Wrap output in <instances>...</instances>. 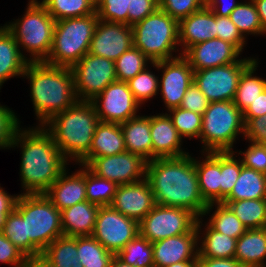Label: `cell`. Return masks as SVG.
Listing matches in <instances>:
<instances>
[{
  "label": "cell",
  "instance_id": "28",
  "mask_svg": "<svg viewBox=\"0 0 266 267\" xmlns=\"http://www.w3.org/2000/svg\"><path fill=\"white\" fill-rule=\"evenodd\" d=\"M234 258L243 267H266V228L247 229L237 239Z\"/></svg>",
  "mask_w": 266,
  "mask_h": 267
},
{
  "label": "cell",
  "instance_id": "32",
  "mask_svg": "<svg viewBox=\"0 0 266 267\" xmlns=\"http://www.w3.org/2000/svg\"><path fill=\"white\" fill-rule=\"evenodd\" d=\"M41 257L53 267H84L77 256V237H58L45 248Z\"/></svg>",
  "mask_w": 266,
  "mask_h": 267
},
{
  "label": "cell",
  "instance_id": "16",
  "mask_svg": "<svg viewBox=\"0 0 266 267\" xmlns=\"http://www.w3.org/2000/svg\"><path fill=\"white\" fill-rule=\"evenodd\" d=\"M151 65L162 70L159 80L161 92L167 110L179 107L182 99L193 82V69L183 55L164 61L151 62Z\"/></svg>",
  "mask_w": 266,
  "mask_h": 267
},
{
  "label": "cell",
  "instance_id": "56",
  "mask_svg": "<svg viewBox=\"0 0 266 267\" xmlns=\"http://www.w3.org/2000/svg\"><path fill=\"white\" fill-rule=\"evenodd\" d=\"M239 2L231 0L230 3L225 0H205V7L211 9L213 13L220 17H228L230 13L237 7Z\"/></svg>",
  "mask_w": 266,
  "mask_h": 267
},
{
  "label": "cell",
  "instance_id": "40",
  "mask_svg": "<svg viewBox=\"0 0 266 267\" xmlns=\"http://www.w3.org/2000/svg\"><path fill=\"white\" fill-rule=\"evenodd\" d=\"M125 264L135 267H154L153 247L140 233L116 255Z\"/></svg>",
  "mask_w": 266,
  "mask_h": 267
},
{
  "label": "cell",
  "instance_id": "2",
  "mask_svg": "<svg viewBox=\"0 0 266 267\" xmlns=\"http://www.w3.org/2000/svg\"><path fill=\"white\" fill-rule=\"evenodd\" d=\"M15 146L22 148L20 176L23 194H44L69 165L43 126L25 130L19 127L11 148Z\"/></svg>",
  "mask_w": 266,
  "mask_h": 267
},
{
  "label": "cell",
  "instance_id": "63",
  "mask_svg": "<svg viewBox=\"0 0 266 267\" xmlns=\"http://www.w3.org/2000/svg\"><path fill=\"white\" fill-rule=\"evenodd\" d=\"M11 211H0V233L3 230L5 219L10 214Z\"/></svg>",
  "mask_w": 266,
  "mask_h": 267
},
{
  "label": "cell",
  "instance_id": "52",
  "mask_svg": "<svg viewBox=\"0 0 266 267\" xmlns=\"http://www.w3.org/2000/svg\"><path fill=\"white\" fill-rule=\"evenodd\" d=\"M209 103L210 102L206 96L200 91L195 83L192 82V84L188 87L179 107L203 115L205 110L208 108Z\"/></svg>",
  "mask_w": 266,
  "mask_h": 267
},
{
  "label": "cell",
  "instance_id": "61",
  "mask_svg": "<svg viewBox=\"0 0 266 267\" xmlns=\"http://www.w3.org/2000/svg\"><path fill=\"white\" fill-rule=\"evenodd\" d=\"M166 267H197V261H183L173 263L172 265H168Z\"/></svg>",
  "mask_w": 266,
  "mask_h": 267
},
{
  "label": "cell",
  "instance_id": "6",
  "mask_svg": "<svg viewBox=\"0 0 266 267\" xmlns=\"http://www.w3.org/2000/svg\"><path fill=\"white\" fill-rule=\"evenodd\" d=\"M55 23L40 1L29 0L22 18L4 26L13 35L18 47L30 53L29 62H44L52 48Z\"/></svg>",
  "mask_w": 266,
  "mask_h": 267
},
{
  "label": "cell",
  "instance_id": "35",
  "mask_svg": "<svg viewBox=\"0 0 266 267\" xmlns=\"http://www.w3.org/2000/svg\"><path fill=\"white\" fill-rule=\"evenodd\" d=\"M215 205V211L212 213L207 223L212 229L219 233H224L229 237L238 239L245 233L247 228L236 217L231 209L223 203H210L205 209L203 216L209 214Z\"/></svg>",
  "mask_w": 266,
  "mask_h": 267
},
{
  "label": "cell",
  "instance_id": "18",
  "mask_svg": "<svg viewBox=\"0 0 266 267\" xmlns=\"http://www.w3.org/2000/svg\"><path fill=\"white\" fill-rule=\"evenodd\" d=\"M155 204L151 186L145 178L135 183L119 185L110 206L139 223Z\"/></svg>",
  "mask_w": 266,
  "mask_h": 267
},
{
  "label": "cell",
  "instance_id": "5",
  "mask_svg": "<svg viewBox=\"0 0 266 267\" xmlns=\"http://www.w3.org/2000/svg\"><path fill=\"white\" fill-rule=\"evenodd\" d=\"M98 20L95 12L83 17L56 21L52 48L44 62L51 66L69 68L78 63L89 52Z\"/></svg>",
  "mask_w": 266,
  "mask_h": 267
},
{
  "label": "cell",
  "instance_id": "15",
  "mask_svg": "<svg viewBox=\"0 0 266 267\" xmlns=\"http://www.w3.org/2000/svg\"><path fill=\"white\" fill-rule=\"evenodd\" d=\"M91 102L101 122L117 124L137 117L141 106L134 99L128 83L118 80L109 84Z\"/></svg>",
  "mask_w": 266,
  "mask_h": 267
},
{
  "label": "cell",
  "instance_id": "1",
  "mask_svg": "<svg viewBox=\"0 0 266 267\" xmlns=\"http://www.w3.org/2000/svg\"><path fill=\"white\" fill-rule=\"evenodd\" d=\"M146 179L156 204L185 208L198 218L203 217L208 204L200 194L195 158L191 155L147 162Z\"/></svg>",
  "mask_w": 266,
  "mask_h": 267
},
{
  "label": "cell",
  "instance_id": "7",
  "mask_svg": "<svg viewBox=\"0 0 266 267\" xmlns=\"http://www.w3.org/2000/svg\"><path fill=\"white\" fill-rule=\"evenodd\" d=\"M132 31L133 46L152 62L175 58L173 53L179 51L178 21L160 8L135 23Z\"/></svg>",
  "mask_w": 266,
  "mask_h": 267
},
{
  "label": "cell",
  "instance_id": "24",
  "mask_svg": "<svg viewBox=\"0 0 266 267\" xmlns=\"http://www.w3.org/2000/svg\"><path fill=\"white\" fill-rule=\"evenodd\" d=\"M100 206L89 201L79 202L61 211V227L64 236H91Z\"/></svg>",
  "mask_w": 266,
  "mask_h": 267
},
{
  "label": "cell",
  "instance_id": "26",
  "mask_svg": "<svg viewBox=\"0 0 266 267\" xmlns=\"http://www.w3.org/2000/svg\"><path fill=\"white\" fill-rule=\"evenodd\" d=\"M28 63L13 35L4 25L0 26V89L9 78L22 77Z\"/></svg>",
  "mask_w": 266,
  "mask_h": 267
},
{
  "label": "cell",
  "instance_id": "59",
  "mask_svg": "<svg viewBox=\"0 0 266 267\" xmlns=\"http://www.w3.org/2000/svg\"><path fill=\"white\" fill-rule=\"evenodd\" d=\"M253 2L256 6L260 22L266 30V0H253Z\"/></svg>",
  "mask_w": 266,
  "mask_h": 267
},
{
  "label": "cell",
  "instance_id": "43",
  "mask_svg": "<svg viewBox=\"0 0 266 267\" xmlns=\"http://www.w3.org/2000/svg\"><path fill=\"white\" fill-rule=\"evenodd\" d=\"M168 116L171 118L174 127L179 136L183 139L193 137L199 138L202 129V115L180 107L168 110Z\"/></svg>",
  "mask_w": 266,
  "mask_h": 267
},
{
  "label": "cell",
  "instance_id": "23",
  "mask_svg": "<svg viewBox=\"0 0 266 267\" xmlns=\"http://www.w3.org/2000/svg\"><path fill=\"white\" fill-rule=\"evenodd\" d=\"M182 55L190 46L216 38V15L205 6L178 22Z\"/></svg>",
  "mask_w": 266,
  "mask_h": 267
},
{
  "label": "cell",
  "instance_id": "49",
  "mask_svg": "<svg viewBox=\"0 0 266 267\" xmlns=\"http://www.w3.org/2000/svg\"><path fill=\"white\" fill-rule=\"evenodd\" d=\"M216 38L233 44L240 52L246 44V39L240 33L230 17H220L216 15Z\"/></svg>",
  "mask_w": 266,
  "mask_h": 267
},
{
  "label": "cell",
  "instance_id": "60",
  "mask_svg": "<svg viewBox=\"0 0 266 267\" xmlns=\"http://www.w3.org/2000/svg\"><path fill=\"white\" fill-rule=\"evenodd\" d=\"M25 267H53L41 256L28 258Z\"/></svg>",
  "mask_w": 266,
  "mask_h": 267
},
{
  "label": "cell",
  "instance_id": "38",
  "mask_svg": "<svg viewBox=\"0 0 266 267\" xmlns=\"http://www.w3.org/2000/svg\"><path fill=\"white\" fill-rule=\"evenodd\" d=\"M77 256L84 267H109L115 256L92 236L77 237Z\"/></svg>",
  "mask_w": 266,
  "mask_h": 267
},
{
  "label": "cell",
  "instance_id": "41",
  "mask_svg": "<svg viewBox=\"0 0 266 267\" xmlns=\"http://www.w3.org/2000/svg\"><path fill=\"white\" fill-rule=\"evenodd\" d=\"M231 21L236 25L240 33L246 38L247 34L264 35L266 30L263 28L256 6L253 0L250 2H240L230 13Z\"/></svg>",
  "mask_w": 266,
  "mask_h": 267
},
{
  "label": "cell",
  "instance_id": "20",
  "mask_svg": "<svg viewBox=\"0 0 266 267\" xmlns=\"http://www.w3.org/2000/svg\"><path fill=\"white\" fill-rule=\"evenodd\" d=\"M154 267H166L183 261H197L198 231L171 236L152 243Z\"/></svg>",
  "mask_w": 266,
  "mask_h": 267
},
{
  "label": "cell",
  "instance_id": "47",
  "mask_svg": "<svg viewBox=\"0 0 266 267\" xmlns=\"http://www.w3.org/2000/svg\"><path fill=\"white\" fill-rule=\"evenodd\" d=\"M204 6L205 0H159V8L178 22Z\"/></svg>",
  "mask_w": 266,
  "mask_h": 267
},
{
  "label": "cell",
  "instance_id": "34",
  "mask_svg": "<svg viewBox=\"0 0 266 267\" xmlns=\"http://www.w3.org/2000/svg\"><path fill=\"white\" fill-rule=\"evenodd\" d=\"M247 229L265 228L266 199L223 201Z\"/></svg>",
  "mask_w": 266,
  "mask_h": 267
},
{
  "label": "cell",
  "instance_id": "39",
  "mask_svg": "<svg viewBox=\"0 0 266 267\" xmlns=\"http://www.w3.org/2000/svg\"><path fill=\"white\" fill-rule=\"evenodd\" d=\"M118 184L97 176L86 166V198L90 203L100 207L110 206L113 202Z\"/></svg>",
  "mask_w": 266,
  "mask_h": 267
},
{
  "label": "cell",
  "instance_id": "62",
  "mask_svg": "<svg viewBox=\"0 0 266 267\" xmlns=\"http://www.w3.org/2000/svg\"><path fill=\"white\" fill-rule=\"evenodd\" d=\"M109 267H135L128 264H125L122 260H120L116 255L112 258Z\"/></svg>",
  "mask_w": 266,
  "mask_h": 267
},
{
  "label": "cell",
  "instance_id": "44",
  "mask_svg": "<svg viewBox=\"0 0 266 267\" xmlns=\"http://www.w3.org/2000/svg\"><path fill=\"white\" fill-rule=\"evenodd\" d=\"M159 77L148 71L146 67L134 78L127 81L130 91L134 99L140 104H144L150 98L159 93Z\"/></svg>",
  "mask_w": 266,
  "mask_h": 267
},
{
  "label": "cell",
  "instance_id": "17",
  "mask_svg": "<svg viewBox=\"0 0 266 267\" xmlns=\"http://www.w3.org/2000/svg\"><path fill=\"white\" fill-rule=\"evenodd\" d=\"M132 46V26L98 20L88 53L115 61Z\"/></svg>",
  "mask_w": 266,
  "mask_h": 267
},
{
  "label": "cell",
  "instance_id": "51",
  "mask_svg": "<svg viewBox=\"0 0 266 267\" xmlns=\"http://www.w3.org/2000/svg\"><path fill=\"white\" fill-rule=\"evenodd\" d=\"M28 258L5 235L0 233V262L25 267Z\"/></svg>",
  "mask_w": 266,
  "mask_h": 267
},
{
  "label": "cell",
  "instance_id": "10",
  "mask_svg": "<svg viewBox=\"0 0 266 267\" xmlns=\"http://www.w3.org/2000/svg\"><path fill=\"white\" fill-rule=\"evenodd\" d=\"M198 217L191 211L155 204L153 209L139 222V233L150 243L171 236L191 232Z\"/></svg>",
  "mask_w": 266,
  "mask_h": 267
},
{
  "label": "cell",
  "instance_id": "19",
  "mask_svg": "<svg viewBox=\"0 0 266 267\" xmlns=\"http://www.w3.org/2000/svg\"><path fill=\"white\" fill-rule=\"evenodd\" d=\"M241 52L231 43L219 38L190 46L182 55L193 71H200L237 62Z\"/></svg>",
  "mask_w": 266,
  "mask_h": 267
},
{
  "label": "cell",
  "instance_id": "31",
  "mask_svg": "<svg viewBox=\"0 0 266 267\" xmlns=\"http://www.w3.org/2000/svg\"><path fill=\"white\" fill-rule=\"evenodd\" d=\"M244 199H266V175L243 166L233 190L224 201Z\"/></svg>",
  "mask_w": 266,
  "mask_h": 267
},
{
  "label": "cell",
  "instance_id": "57",
  "mask_svg": "<svg viewBox=\"0 0 266 267\" xmlns=\"http://www.w3.org/2000/svg\"><path fill=\"white\" fill-rule=\"evenodd\" d=\"M197 267H243L235 258H197Z\"/></svg>",
  "mask_w": 266,
  "mask_h": 267
},
{
  "label": "cell",
  "instance_id": "50",
  "mask_svg": "<svg viewBox=\"0 0 266 267\" xmlns=\"http://www.w3.org/2000/svg\"><path fill=\"white\" fill-rule=\"evenodd\" d=\"M248 146L246 151L238 153L243 154L240 158L243 166L266 175V145L251 142Z\"/></svg>",
  "mask_w": 266,
  "mask_h": 267
},
{
  "label": "cell",
  "instance_id": "12",
  "mask_svg": "<svg viewBox=\"0 0 266 267\" xmlns=\"http://www.w3.org/2000/svg\"><path fill=\"white\" fill-rule=\"evenodd\" d=\"M255 58H241L237 62L194 71L193 82L208 101H233L242 72Z\"/></svg>",
  "mask_w": 266,
  "mask_h": 267
},
{
  "label": "cell",
  "instance_id": "30",
  "mask_svg": "<svg viewBox=\"0 0 266 267\" xmlns=\"http://www.w3.org/2000/svg\"><path fill=\"white\" fill-rule=\"evenodd\" d=\"M201 221H203L202 218H198L196 224L198 244H201L200 247L198 246L197 258H234L237 239L215 231L208 224L204 228L205 232L200 233L202 232L201 225H203ZM199 234H202V239Z\"/></svg>",
  "mask_w": 266,
  "mask_h": 267
},
{
  "label": "cell",
  "instance_id": "25",
  "mask_svg": "<svg viewBox=\"0 0 266 267\" xmlns=\"http://www.w3.org/2000/svg\"><path fill=\"white\" fill-rule=\"evenodd\" d=\"M205 159H195L199 191L207 204L221 203V152H205Z\"/></svg>",
  "mask_w": 266,
  "mask_h": 267
},
{
  "label": "cell",
  "instance_id": "48",
  "mask_svg": "<svg viewBox=\"0 0 266 267\" xmlns=\"http://www.w3.org/2000/svg\"><path fill=\"white\" fill-rule=\"evenodd\" d=\"M19 121L13 110L0 105V149L11 148L15 133L20 127Z\"/></svg>",
  "mask_w": 266,
  "mask_h": 267
},
{
  "label": "cell",
  "instance_id": "3",
  "mask_svg": "<svg viewBox=\"0 0 266 267\" xmlns=\"http://www.w3.org/2000/svg\"><path fill=\"white\" fill-rule=\"evenodd\" d=\"M22 77L30 81L31 101L39 126L78 101L69 67L29 62Z\"/></svg>",
  "mask_w": 266,
  "mask_h": 267
},
{
  "label": "cell",
  "instance_id": "22",
  "mask_svg": "<svg viewBox=\"0 0 266 267\" xmlns=\"http://www.w3.org/2000/svg\"><path fill=\"white\" fill-rule=\"evenodd\" d=\"M150 128L152 160L189 154L181 149L183 139L179 136L168 113L150 116Z\"/></svg>",
  "mask_w": 266,
  "mask_h": 267
},
{
  "label": "cell",
  "instance_id": "45",
  "mask_svg": "<svg viewBox=\"0 0 266 267\" xmlns=\"http://www.w3.org/2000/svg\"><path fill=\"white\" fill-rule=\"evenodd\" d=\"M234 155V151L221 152V203L230 195L243 167L241 159Z\"/></svg>",
  "mask_w": 266,
  "mask_h": 267
},
{
  "label": "cell",
  "instance_id": "33",
  "mask_svg": "<svg viewBox=\"0 0 266 267\" xmlns=\"http://www.w3.org/2000/svg\"><path fill=\"white\" fill-rule=\"evenodd\" d=\"M258 63L255 59L239 78L233 102L242 113L266 89V79L254 76Z\"/></svg>",
  "mask_w": 266,
  "mask_h": 267
},
{
  "label": "cell",
  "instance_id": "46",
  "mask_svg": "<svg viewBox=\"0 0 266 267\" xmlns=\"http://www.w3.org/2000/svg\"><path fill=\"white\" fill-rule=\"evenodd\" d=\"M98 19L128 25L131 0H95Z\"/></svg>",
  "mask_w": 266,
  "mask_h": 267
},
{
  "label": "cell",
  "instance_id": "58",
  "mask_svg": "<svg viewBox=\"0 0 266 267\" xmlns=\"http://www.w3.org/2000/svg\"><path fill=\"white\" fill-rule=\"evenodd\" d=\"M19 195H10L0 186V211H12Z\"/></svg>",
  "mask_w": 266,
  "mask_h": 267
},
{
  "label": "cell",
  "instance_id": "13",
  "mask_svg": "<svg viewBox=\"0 0 266 267\" xmlns=\"http://www.w3.org/2000/svg\"><path fill=\"white\" fill-rule=\"evenodd\" d=\"M78 164L86 165L97 176L118 185L131 184L146 178L147 161L131 152L104 157H84Z\"/></svg>",
  "mask_w": 266,
  "mask_h": 267
},
{
  "label": "cell",
  "instance_id": "21",
  "mask_svg": "<svg viewBox=\"0 0 266 267\" xmlns=\"http://www.w3.org/2000/svg\"><path fill=\"white\" fill-rule=\"evenodd\" d=\"M79 169L72 175H67L65 169L58 179L44 193L59 211L86 201V165L80 164Z\"/></svg>",
  "mask_w": 266,
  "mask_h": 267
},
{
  "label": "cell",
  "instance_id": "8",
  "mask_svg": "<svg viewBox=\"0 0 266 267\" xmlns=\"http://www.w3.org/2000/svg\"><path fill=\"white\" fill-rule=\"evenodd\" d=\"M25 220L26 237L42 253L63 236L61 211L45 194H19L15 208Z\"/></svg>",
  "mask_w": 266,
  "mask_h": 267
},
{
  "label": "cell",
  "instance_id": "9",
  "mask_svg": "<svg viewBox=\"0 0 266 267\" xmlns=\"http://www.w3.org/2000/svg\"><path fill=\"white\" fill-rule=\"evenodd\" d=\"M241 133L244 136L243 113L233 101L209 103L202 115L199 137L203 153L233 151L236 137Z\"/></svg>",
  "mask_w": 266,
  "mask_h": 267
},
{
  "label": "cell",
  "instance_id": "29",
  "mask_svg": "<svg viewBox=\"0 0 266 267\" xmlns=\"http://www.w3.org/2000/svg\"><path fill=\"white\" fill-rule=\"evenodd\" d=\"M126 152L121 125L99 122L95 128L89 153L85 157H104Z\"/></svg>",
  "mask_w": 266,
  "mask_h": 267
},
{
  "label": "cell",
  "instance_id": "53",
  "mask_svg": "<svg viewBox=\"0 0 266 267\" xmlns=\"http://www.w3.org/2000/svg\"><path fill=\"white\" fill-rule=\"evenodd\" d=\"M159 8V0H131L128 9V25L143 20Z\"/></svg>",
  "mask_w": 266,
  "mask_h": 267
},
{
  "label": "cell",
  "instance_id": "55",
  "mask_svg": "<svg viewBox=\"0 0 266 267\" xmlns=\"http://www.w3.org/2000/svg\"><path fill=\"white\" fill-rule=\"evenodd\" d=\"M266 114V89L243 112L244 124L251 118Z\"/></svg>",
  "mask_w": 266,
  "mask_h": 267
},
{
  "label": "cell",
  "instance_id": "14",
  "mask_svg": "<svg viewBox=\"0 0 266 267\" xmlns=\"http://www.w3.org/2000/svg\"><path fill=\"white\" fill-rule=\"evenodd\" d=\"M139 234V223L111 206L99 208L92 237L108 251L117 255L123 247Z\"/></svg>",
  "mask_w": 266,
  "mask_h": 267
},
{
  "label": "cell",
  "instance_id": "54",
  "mask_svg": "<svg viewBox=\"0 0 266 267\" xmlns=\"http://www.w3.org/2000/svg\"><path fill=\"white\" fill-rule=\"evenodd\" d=\"M244 138L249 143L266 145V114L251 118L244 124Z\"/></svg>",
  "mask_w": 266,
  "mask_h": 267
},
{
  "label": "cell",
  "instance_id": "4",
  "mask_svg": "<svg viewBox=\"0 0 266 267\" xmlns=\"http://www.w3.org/2000/svg\"><path fill=\"white\" fill-rule=\"evenodd\" d=\"M99 122L93 103L78 100L73 106L52 117L43 127L50 133L65 159L77 164L89 153Z\"/></svg>",
  "mask_w": 266,
  "mask_h": 267
},
{
  "label": "cell",
  "instance_id": "11",
  "mask_svg": "<svg viewBox=\"0 0 266 267\" xmlns=\"http://www.w3.org/2000/svg\"><path fill=\"white\" fill-rule=\"evenodd\" d=\"M79 101H91L109 84L118 80L115 61L86 53L71 67Z\"/></svg>",
  "mask_w": 266,
  "mask_h": 267
},
{
  "label": "cell",
  "instance_id": "42",
  "mask_svg": "<svg viewBox=\"0 0 266 267\" xmlns=\"http://www.w3.org/2000/svg\"><path fill=\"white\" fill-rule=\"evenodd\" d=\"M150 61L144 53L132 46L115 60V70L118 81L127 82L148 66Z\"/></svg>",
  "mask_w": 266,
  "mask_h": 267
},
{
  "label": "cell",
  "instance_id": "27",
  "mask_svg": "<svg viewBox=\"0 0 266 267\" xmlns=\"http://www.w3.org/2000/svg\"><path fill=\"white\" fill-rule=\"evenodd\" d=\"M120 125L126 151L141 156L147 162L152 161L150 116L138 115Z\"/></svg>",
  "mask_w": 266,
  "mask_h": 267
},
{
  "label": "cell",
  "instance_id": "36",
  "mask_svg": "<svg viewBox=\"0 0 266 267\" xmlns=\"http://www.w3.org/2000/svg\"><path fill=\"white\" fill-rule=\"evenodd\" d=\"M40 3L55 21L83 17L96 12L95 0H42Z\"/></svg>",
  "mask_w": 266,
  "mask_h": 267
},
{
  "label": "cell",
  "instance_id": "37",
  "mask_svg": "<svg viewBox=\"0 0 266 267\" xmlns=\"http://www.w3.org/2000/svg\"><path fill=\"white\" fill-rule=\"evenodd\" d=\"M2 233L27 258L41 256L42 253L26 237L25 220L15 209L6 217Z\"/></svg>",
  "mask_w": 266,
  "mask_h": 267
}]
</instances>
